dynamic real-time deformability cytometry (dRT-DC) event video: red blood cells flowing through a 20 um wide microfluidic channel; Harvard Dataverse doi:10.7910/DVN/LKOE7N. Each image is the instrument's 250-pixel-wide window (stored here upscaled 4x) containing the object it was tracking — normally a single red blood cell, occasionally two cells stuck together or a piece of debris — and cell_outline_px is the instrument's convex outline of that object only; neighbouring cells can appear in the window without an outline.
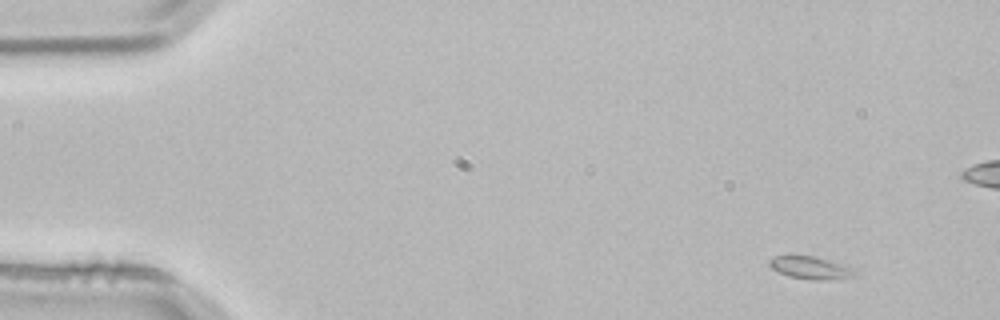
{"species": "common noctule bat (a hibernating species)", "species_latin": "Nyctalus noctula", "temperature_condition": "room temperature", "stored_images_in_passage": 4, "camera_frame_rate_fps": 3000, "um_per_image_px": 0.085, "animal": {"sex": "male", "body_mass_g": 21.5, "forearm_length_mm": 52.0}, "frame": {"image": 1, "passage_image": 1, "time_ms": 0.0, "image_size_px": [1000, 320], "cell_outline_px": [[860, 272], [848, 276], [820, 280], [812, 280], [788, 276], [772, 268], [768, 264], [768, 260], [776, 256], [788, 252], [796, 252], [816, 256], [840, 264]], "centroid_in_image_um": [68.75, 22.68], "position_along_channel_um": 16.3, "area_um2": 11.5}}